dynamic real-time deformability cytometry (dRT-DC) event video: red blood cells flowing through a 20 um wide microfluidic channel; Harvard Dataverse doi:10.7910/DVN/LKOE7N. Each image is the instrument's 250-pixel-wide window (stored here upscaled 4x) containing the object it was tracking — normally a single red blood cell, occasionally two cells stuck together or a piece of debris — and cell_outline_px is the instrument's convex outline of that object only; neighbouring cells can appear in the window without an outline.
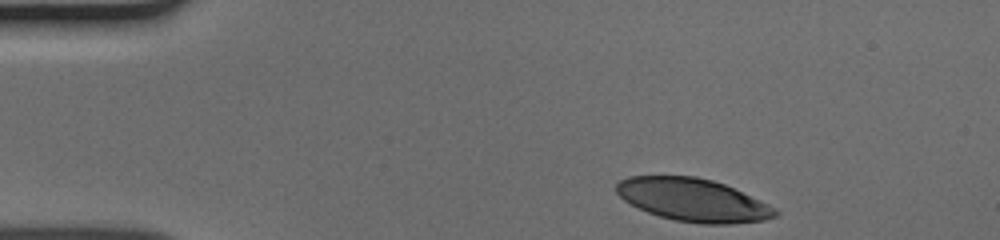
{"species": "human", "species_latin": "Homo sapiens", "temperature_condition": "cold", "stored_images_in_passage": 35, "camera_frame_rate_fps": 3000, "um_per_image_px": 0.085, "donor": {"sex": "male"}, "frame": {"image": 1, "passage_image": 1, "time_ms": 0.0, "image_size_px": [1000, 240], "cell_outline_px": [[780, 212], [776, 216], [764, 220], [732, 224], [700, 224], [676, 220], [660, 216], [648, 212], [624, 200], [616, 192], [616, 184], [620, 180], [628, 176], [696, 176], [712, 180], [724, 184], [760, 200], [776, 208]], "centroid_in_image_um": [58.92, 17.0], "position_along_channel_um": 26.1, "area_um2": 39.54}}
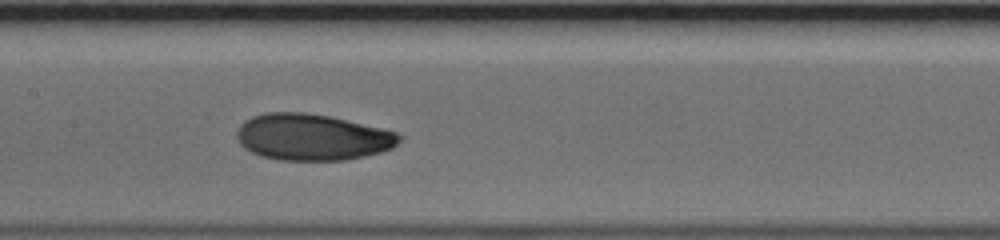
{"frame": {"image": 2, "passage_image": 18, "time_ms": 5.667, "image_size_px": [1000, 240], "cell_outline_px": [[404, 136], [392, 148], [380, 152], [348, 160], [280, 160], [260, 156], [244, 148], [240, 144], [236, 136], [236, 132], [240, 124], [244, 120], [252, 116], [268, 112], [304, 112], [328, 116], [384, 128], [396, 132]], "centroid_in_image_um": [26.53, 11.65], "position_along_channel_um": 180.9, "area_um2": 44.16}}
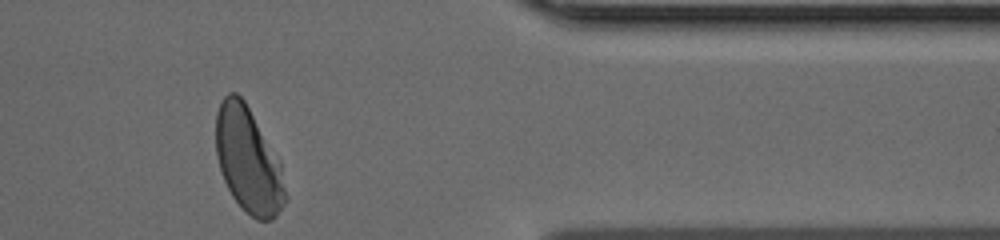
{"frame": {"image": 3, "passage_image": 35, "time_ms": 11.333, "image_size_px": [1000, 240], "cell_outline_px": [[288, 196], [284, 204], [276, 216], [272, 220], [256, 220], [232, 196], [224, 180], [216, 156], [216, 112], [224, 96], [228, 92], [236, 92], [244, 100], [280, 160]], "centroid_in_image_um": [21.12, 13.62], "position_along_channel_um": 390.3, "area_um2": 42.6}}